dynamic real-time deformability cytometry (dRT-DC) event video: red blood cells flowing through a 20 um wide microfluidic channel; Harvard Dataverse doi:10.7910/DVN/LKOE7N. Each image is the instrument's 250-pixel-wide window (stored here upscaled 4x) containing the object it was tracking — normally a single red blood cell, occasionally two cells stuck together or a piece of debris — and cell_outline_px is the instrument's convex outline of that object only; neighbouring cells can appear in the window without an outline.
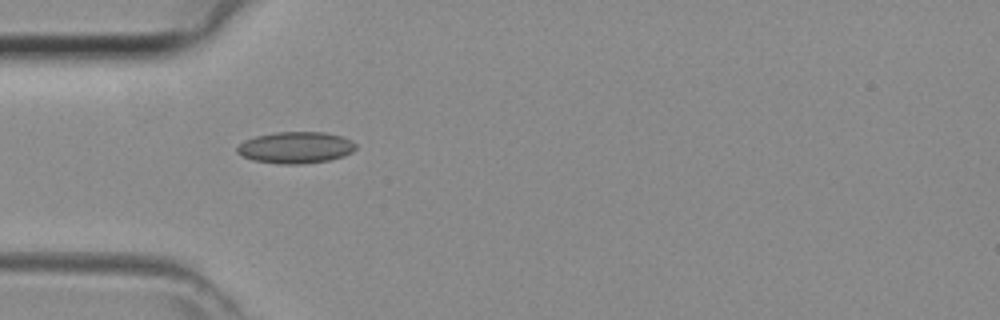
{"species": "common noctule bat (a hibernating species)", "species_latin": "Nyctalus noctula", "temperature_condition": "room temperature", "stored_images_in_passage": 6, "camera_frame_rate_fps": 3000, "um_per_image_px": 0.085, "animal": {"sex": "female", "body_mass_g": 29.2, "forearm_length_mm": 56.3}, "frame": {"image": 1, "passage_image": 1, "time_ms": 0.0, "image_size_px": [1000, 320], "cell_outline_px": [[356, 148], [352, 152], [344, 156], [328, 160], [300, 164], [280, 164], [252, 160], [240, 156], [236, 152], [236, 148], [244, 140], [256, 136], [276, 132], [324, 132], [340, 136], [356, 144]], "centroid_in_image_um": [25.08, 12.55], "position_along_channel_um": 59.9, "area_um2": 21.79}}
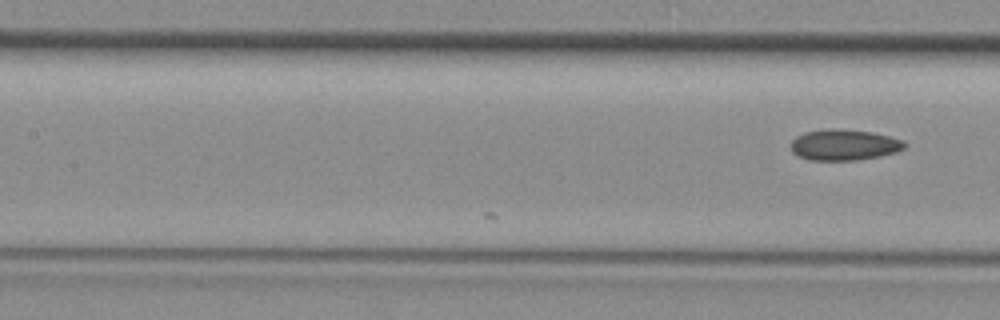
{"frame": {"image": 2, "passage_image": 6, "time_ms": 1.667, "image_size_px": [1000, 320], "cell_outline_px": [[908, 144], [904, 148], [896, 152], [880, 156], [856, 160], [808, 160], [792, 152], [792, 140], [796, 136], [804, 132], [828, 128], [832, 128], [872, 132], [904, 140]], "centroid_in_image_um": [71.76, 12.31], "position_along_channel_um": 135.6, "area_um2": 20.52}}